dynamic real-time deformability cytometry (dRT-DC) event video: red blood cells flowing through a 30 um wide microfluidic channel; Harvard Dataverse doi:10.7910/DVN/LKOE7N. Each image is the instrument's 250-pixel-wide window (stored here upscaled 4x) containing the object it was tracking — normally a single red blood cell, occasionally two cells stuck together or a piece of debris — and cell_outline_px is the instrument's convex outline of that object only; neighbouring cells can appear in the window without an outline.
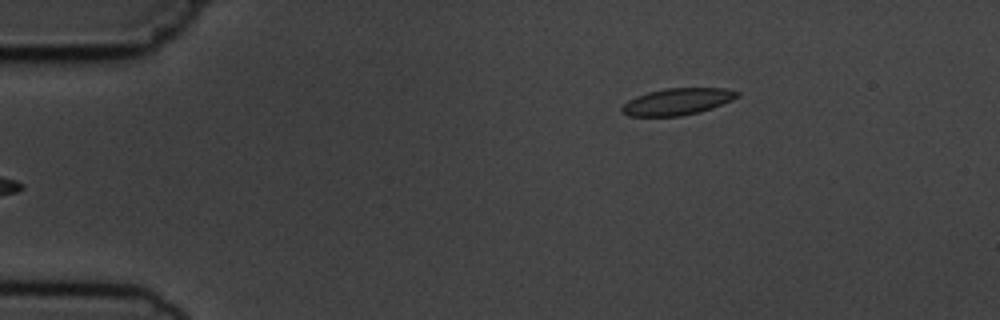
{"species": "common noctule bat (a hibernating species)", "species_latin": "Nyctalus noctula", "temperature_condition": "cold", "stored_images_in_passage": 3, "camera_frame_rate_fps": 3000, "um_per_image_px": 0.085, "animal": {"sex": "male", "body_mass_g": 19.5, "forearm_length_mm": 54.6}, "frame": {"image": 1, "passage_image": 3, "time_ms": 2.333, "image_size_px": [1000, 320], "cell_outline_px": [[740, 96], [732, 100], [712, 108], [700, 112], [680, 116], [628, 116], [620, 108], [628, 100], [636, 96], [648, 92], [664, 88], [724, 88], [740, 92]], "centroid_in_image_um": [57.59, 8.63], "position_along_channel_um": 27.4, "area_um2": 17.98}}